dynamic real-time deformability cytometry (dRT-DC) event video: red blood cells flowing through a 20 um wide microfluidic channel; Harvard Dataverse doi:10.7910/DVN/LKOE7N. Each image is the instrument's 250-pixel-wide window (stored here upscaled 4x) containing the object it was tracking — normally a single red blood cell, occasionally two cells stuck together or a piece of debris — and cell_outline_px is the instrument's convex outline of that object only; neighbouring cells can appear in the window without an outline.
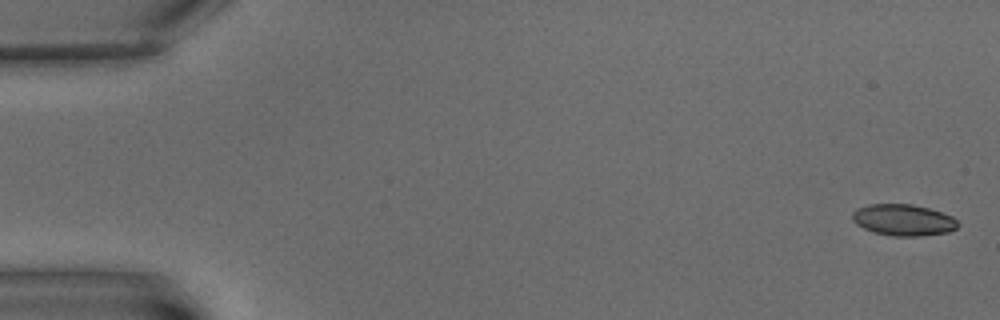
{"species": "common noctule bat (a hibernating species)", "species_latin": "Nyctalus noctula", "temperature_condition": "warm", "stored_images_in_passage": 6, "camera_frame_rate_fps": 3000, "um_per_image_px": 0.085, "animal": {"sex": "male", "body_mass_g": 15.6}, "frame": {"image": 1, "passage_image": 1, "time_ms": 0.0, "image_size_px": [1000, 320], "cell_outline_px": [[960, 224], [956, 228], [948, 232], [920, 236], [892, 236], [876, 232], [864, 228], [856, 224], [852, 220], [852, 212], [856, 208], [868, 204], [912, 204], [928, 208], [952, 216]], "centroid_in_image_um": [76.77, 18.69], "position_along_channel_um": 8.2, "area_um2": 19.31}}
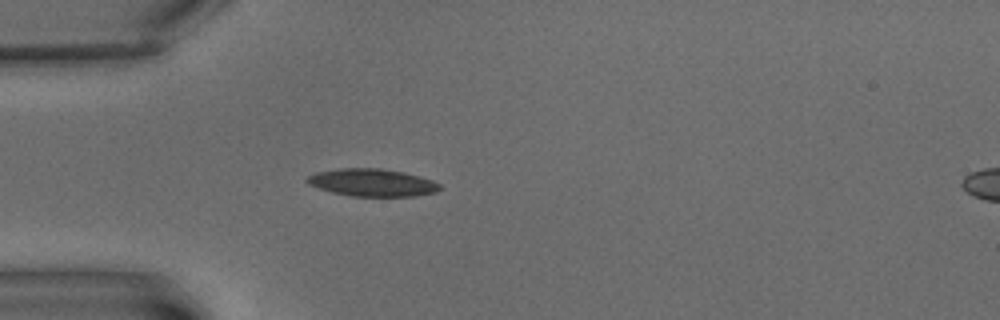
{"frame": {"image": 2, "passage_image": 6, "time_ms": 6.0, "image_size_px": [1000, 320], "cell_outline_px": [[440, 188], [436, 192], [416, 196], [352, 196], [332, 192], [308, 184], [304, 180], [308, 176], [316, 172], [340, 168], [380, 168], [404, 172], [420, 176], [432, 180], [440, 184]], "centroid_in_image_um": [31.64, 15.51], "position_along_channel_um": 53.4, "area_um2": 21.27}}